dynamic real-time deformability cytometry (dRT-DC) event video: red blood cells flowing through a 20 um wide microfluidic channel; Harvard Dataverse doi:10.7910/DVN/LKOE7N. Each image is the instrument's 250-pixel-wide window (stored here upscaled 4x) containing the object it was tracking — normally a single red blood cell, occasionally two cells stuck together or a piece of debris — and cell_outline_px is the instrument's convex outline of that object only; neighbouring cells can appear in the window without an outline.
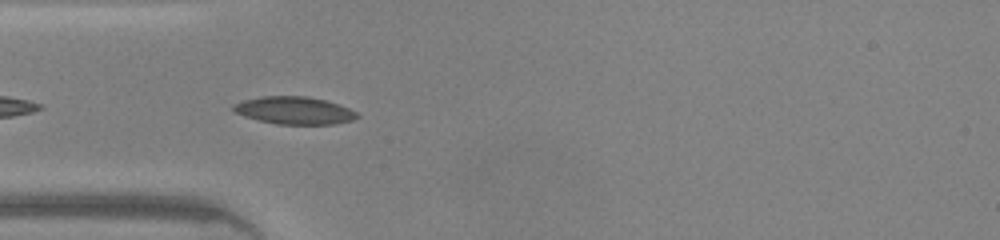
{"species": "common noctule bat (a hibernating species)", "species_latin": "Nyctalus noctula", "temperature_condition": "warm", "stored_images_in_passage": 10, "camera_frame_rate_fps": 3000, "um_per_image_px": 0.085, "animal": {"sex": "male", "body_mass_g": 20.0, "forearm_length_mm": 53.3}, "frame": {"image": 1, "passage_image": 2, "time_ms": 0.333, "image_size_px": [1000, 240], "cell_outline_px": [[360, 116], [352, 120], [336, 124], [276, 124], [244, 116], [232, 112], [232, 104], [244, 100], [260, 96], [308, 96], [324, 100], [348, 108], [356, 112]], "centroid_in_image_um": [24.97, 9.39], "position_along_channel_um": 60.0, "area_um2": 19.83}}
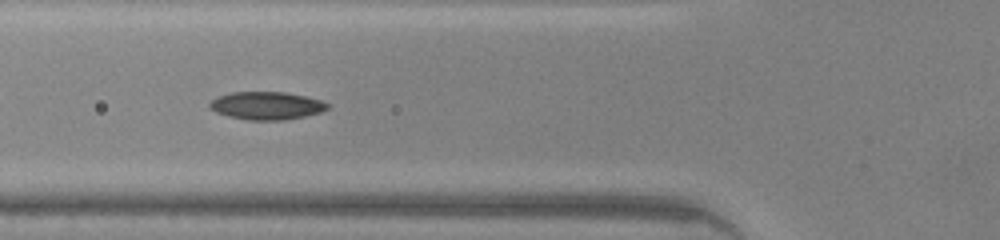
{"frame": {"image": 2, "passage_image": 5, "time_ms": 1.333, "image_size_px": [1000, 240], "cell_outline_px": [[328, 108], [320, 112], [304, 116], [284, 120], [248, 120], [228, 116], [216, 112], [208, 108], [208, 104], [212, 100], [220, 96], [232, 92], [284, 92], [304, 96], [320, 100], [328, 104]], "centroid_in_image_um": [22.62, 8.98], "position_along_channel_um": 103.2, "area_um2": 18.96}}